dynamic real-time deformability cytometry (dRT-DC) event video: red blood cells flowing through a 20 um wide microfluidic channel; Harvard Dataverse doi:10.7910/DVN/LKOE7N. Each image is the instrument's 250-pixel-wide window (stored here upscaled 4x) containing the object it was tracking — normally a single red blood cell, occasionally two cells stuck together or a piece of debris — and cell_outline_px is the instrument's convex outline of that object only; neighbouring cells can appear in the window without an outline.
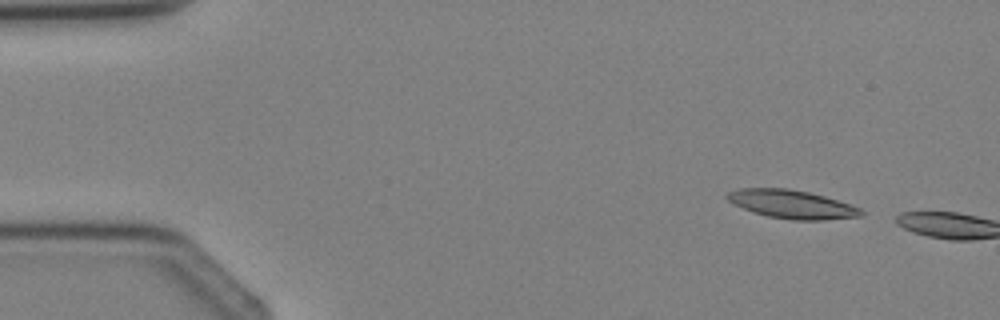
{"species": "Egyptian fruit bat (a non-hibernating species)", "species_latin": "Rousettus aegyptiacus", "temperature_condition": "cold", "stored_images_in_passage": 2, "camera_frame_rate_fps": 3000, "um_per_image_px": 0.085, "animal": {"sex": "female"}, "frame": {"image": 1, "passage_image": 2, "time_ms": 1.0, "image_size_px": [1000, 320], "cell_outline_px": [[864, 216], [824, 220], [792, 220], [768, 216], [732, 204], [724, 196], [728, 192], [740, 188], [788, 188], [808, 192], [824, 196], [860, 208], [864, 212]], "centroid_in_image_um": [67.3, 17.36], "position_along_channel_um": 17.7, "area_um2": 22.08}}